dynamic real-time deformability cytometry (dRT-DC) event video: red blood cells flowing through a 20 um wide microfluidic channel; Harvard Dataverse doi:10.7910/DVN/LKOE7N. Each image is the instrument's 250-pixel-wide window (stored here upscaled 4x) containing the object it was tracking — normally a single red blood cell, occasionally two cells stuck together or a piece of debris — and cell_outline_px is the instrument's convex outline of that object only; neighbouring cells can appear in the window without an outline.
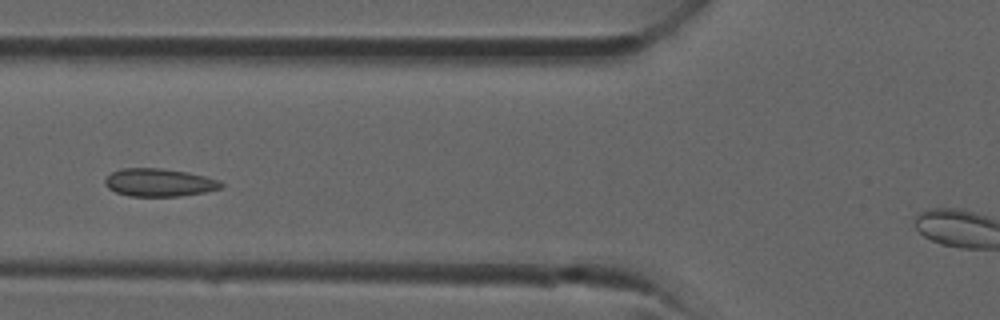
{"species": "common noctule bat (a hibernating species)", "species_latin": "Nyctalus noctula", "temperature_condition": "room temperature", "stored_images_in_passage": 32, "camera_frame_rate_fps": 3000, "um_per_image_px": 0.085, "animal": {"sex": "male", "forearm_length_mm": 52.5}, "frame": {"image": 1, "passage_image": 11, "time_ms": 3.333, "image_size_px": [1000, 320], "cell_outline_px": [[224, 184], [220, 188], [204, 192], [180, 196], [128, 196], [116, 192], [108, 188], [104, 184], [104, 180], [112, 172], [120, 168], [160, 168], [188, 172], [220, 180]], "centroid_in_image_um": [13.51, 15.51], "position_along_channel_um": 112.3, "area_um2": 18.9}}
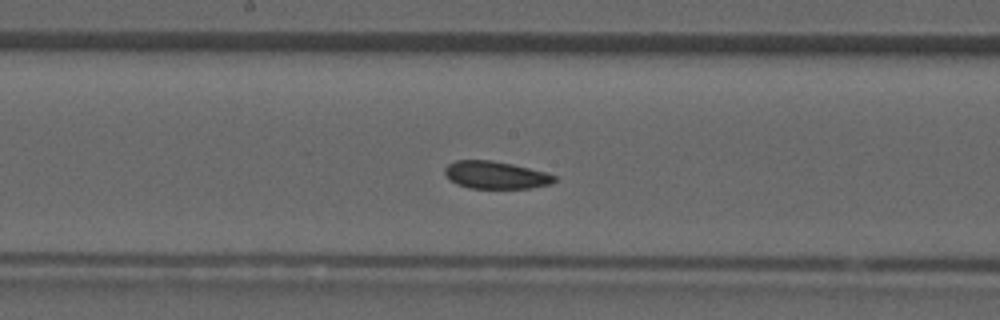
{"frame": {"image": 2, "passage_image": 16, "time_ms": 5.0, "image_size_px": [1000, 320], "cell_outline_px": [[556, 180], [552, 184], [528, 188], [468, 188], [456, 184], [448, 180], [444, 172], [444, 168], [448, 164], [456, 160], [492, 160], [512, 164], [544, 172], [556, 176]], "centroid_in_image_um": [42.08, 14.88], "position_along_channel_um": 206.1, "area_um2": 17.63}}
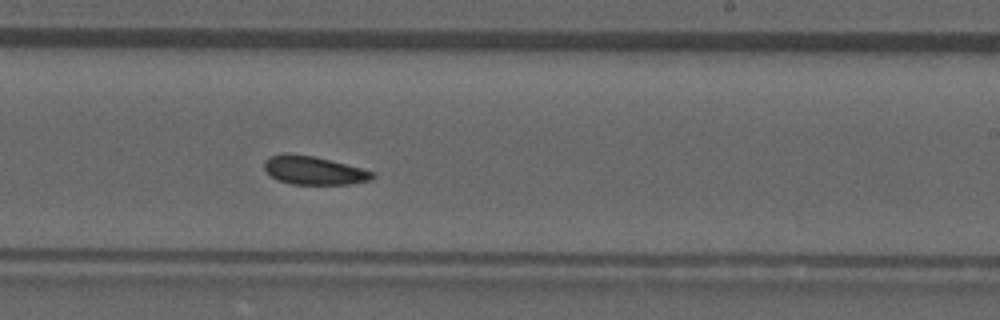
{"frame": {"image": 3, "passage_image": 19, "time_ms": 6.0, "image_size_px": [1000, 320], "cell_outline_px": [[376, 176], [372, 180], [348, 184], [292, 184], [276, 180], [264, 168], [264, 160], [272, 156], [284, 152], [312, 156], [332, 160], [360, 168], [372, 172]], "centroid_in_image_um": [26.65, 14.48], "position_along_channel_um": 262.3, "area_um2": 17.86}}